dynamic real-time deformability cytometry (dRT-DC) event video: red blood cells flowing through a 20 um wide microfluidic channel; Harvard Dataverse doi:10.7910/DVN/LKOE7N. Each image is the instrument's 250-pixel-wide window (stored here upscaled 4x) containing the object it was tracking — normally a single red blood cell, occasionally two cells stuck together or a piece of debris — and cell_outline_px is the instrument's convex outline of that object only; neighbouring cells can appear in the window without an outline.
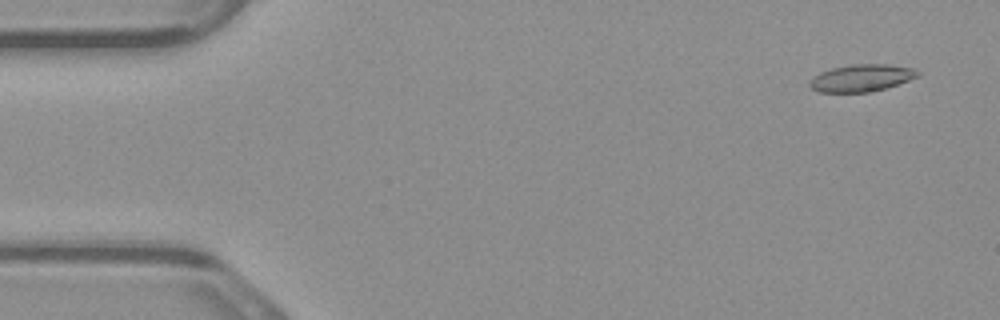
{"species": "common noctule bat (a hibernating species)", "species_latin": "Nyctalus noctula", "temperature_condition": "warm", "stored_images_in_passage": 8, "camera_frame_rate_fps": 3000, "um_per_image_px": 0.085, "animal": {"sex": "male", "body_mass_g": 23.1, "forearm_length_mm": 52.7}, "frame": {"image": 1, "passage_image": 1, "time_ms": 0.0, "image_size_px": [1000, 320], "cell_outline_px": [[920, 76], [884, 88], [868, 92], [820, 92], [812, 88], [808, 84], [820, 72], [832, 68], [852, 64], [888, 64], [916, 68], [920, 72]], "centroid_in_image_um": [73.27, 6.61], "position_along_channel_um": 11.7, "area_um2": 16.94}}
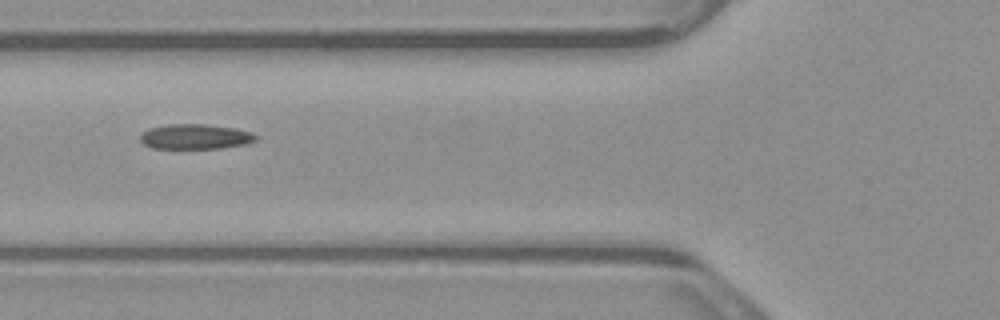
{"frame": {"image": 2, "passage_image": 5, "time_ms": 1.333, "image_size_px": [1000, 320], "cell_outline_px": [[256, 140], [244, 144], [220, 148], [152, 148], [144, 144], [140, 140], [140, 136], [148, 128], [168, 124], [204, 124], [236, 128], [252, 132], [256, 136]], "centroid_in_image_um": [16.58, 11.6], "position_along_channel_um": 109.2, "area_um2": 16.76}}
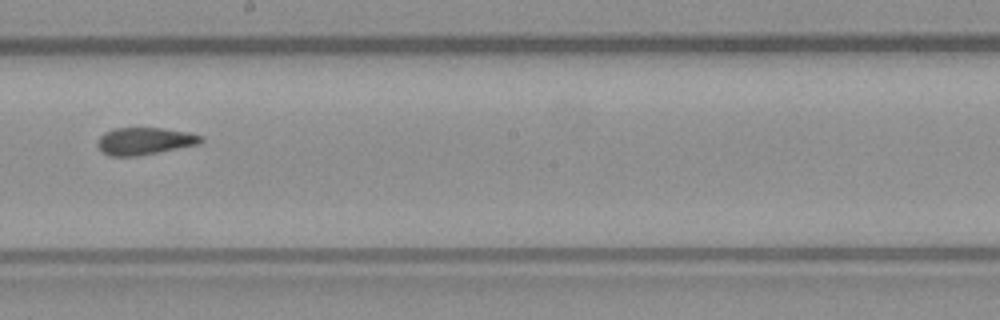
{"frame": {"image": 3, "passage_image": 8, "time_ms": 2.333, "image_size_px": [1000, 320], "cell_outline_px": [[204, 140], [196, 144], [136, 156], [108, 156], [96, 144], [100, 136], [104, 132], [112, 128], [160, 128], [188, 132], [204, 136]], "centroid_in_image_um": [12.25, 11.97], "position_along_channel_um": 235.9, "area_um2": 16.18}}